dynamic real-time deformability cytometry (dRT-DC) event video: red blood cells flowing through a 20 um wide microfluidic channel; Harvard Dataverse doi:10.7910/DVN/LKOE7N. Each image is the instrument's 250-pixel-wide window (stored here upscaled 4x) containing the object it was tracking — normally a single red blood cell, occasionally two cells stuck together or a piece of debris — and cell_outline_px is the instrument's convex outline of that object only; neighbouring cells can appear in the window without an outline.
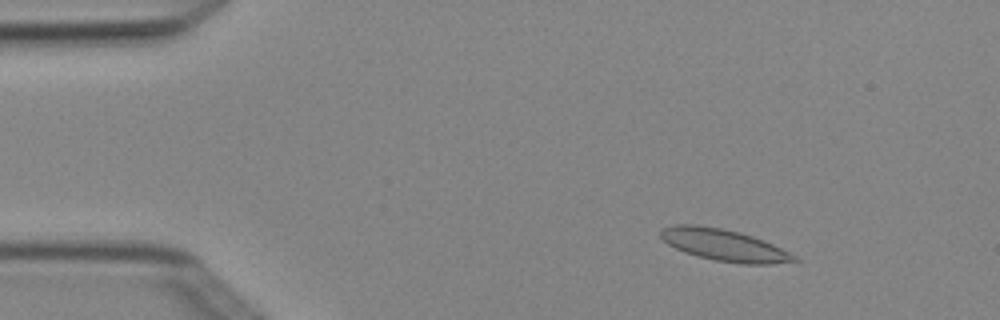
{"species": "Egyptian fruit bat (a non-hibernating species)", "species_latin": "Rousettus aegyptiacus", "temperature_condition": "cold", "stored_images_in_passage": 5, "camera_frame_rate_fps": 3000, "um_per_image_px": 0.085, "animal": {"sex": "female"}, "frame": {"image": 1, "passage_image": 2, "time_ms": 0.333, "image_size_px": [1000, 320], "cell_outline_px": [[800, 260], [772, 264], [740, 264], [716, 260], [684, 252], [668, 244], [660, 236], [660, 228], [676, 224], [696, 224], [720, 228], [740, 232], [764, 240], [796, 256]], "centroid_in_image_um": [61.53, 20.82], "position_along_channel_um": 23.5, "area_um2": 24.57}}